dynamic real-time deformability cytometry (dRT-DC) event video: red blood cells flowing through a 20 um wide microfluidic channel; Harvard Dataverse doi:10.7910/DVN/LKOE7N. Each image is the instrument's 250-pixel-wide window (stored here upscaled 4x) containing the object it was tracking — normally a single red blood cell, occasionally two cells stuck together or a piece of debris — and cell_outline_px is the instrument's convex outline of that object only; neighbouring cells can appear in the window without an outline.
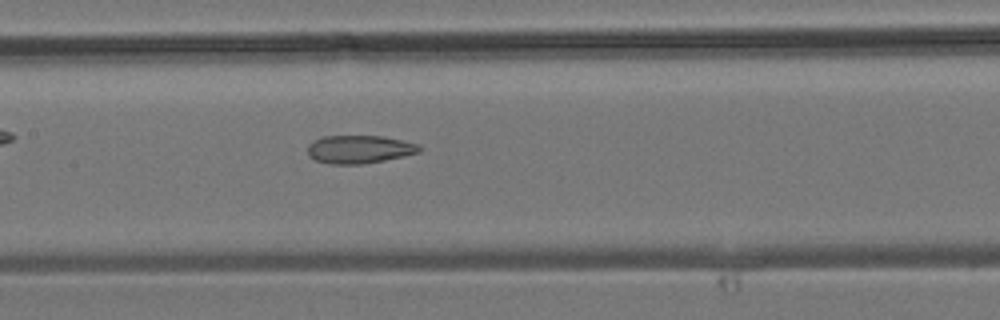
{"species": "common noctule bat (a hibernating species)", "species_latin": "Nyctalus noctula", "temperature_condition": "room temperature", "stored_images_in_passage": 40, "camera_frame_rate_fps": 3000, "um_per_image_px": 0.085, "animal": {"sex": "male", "body_mass_g": 19.2, "forearm_length_mm": 51.8}, "frame": {"image": 1, "passage_image": 17, "time_ms": 5.333, "image_size_px": [1000, 320], "cell_outline_px": [[424, 148], [420, 152], [404, 156], [384, 160], [360, 164], [328, 164], [316, 160], [308, 156], [308, 144], [324, 136], [384, 136], [420, 144]], "centroid_in_image_um": [30.58, 12.69], "position_along_channel_um": 176.8, "area_um2": 18.38}}
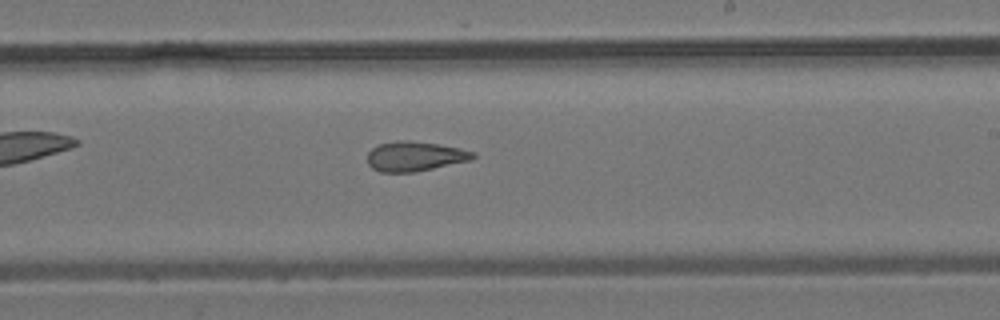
{"frame": {"image": 2, "passage_image": 22, "time_ms": 7.0, "image_size_px": [1000, 320], "cell_outline_px": [[476, 156], [472, 160], [416, 172], [380, 172], [372, 168], [368, 164], [368, 152], [372, 148], [380, 144], [396, 140], [408, 140], [436, 144], [460, 148], [476, 152]], "centroid_in_image_um": [35.28, 13.29], "position_along_channel_um": 253.7, "area_um2": 18.38}}
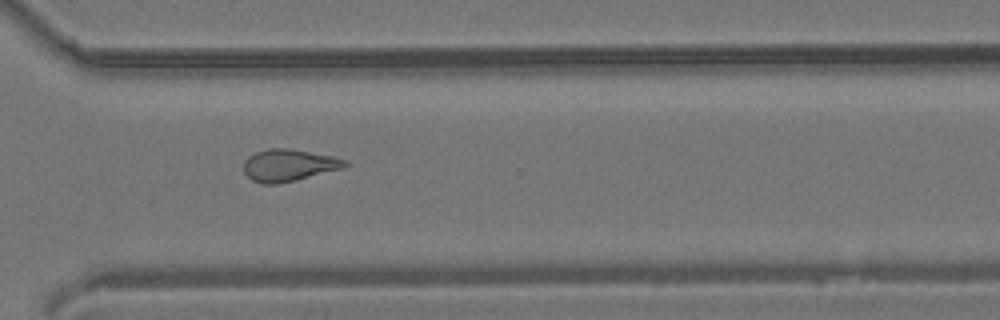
{"frame": {"image": 3, "passage_image": 28, "time_ms": 9.0, "image_size_px": [1000, 320], "cell_outline_px": [[348, 164], [344, 168], [296, 180], [276, 184], [264, 184], [252, 180], [244, 172], [244, 160], [248, 156], [256, 152], [268, 148], [288, 148], [332, 156], [348, 160]], "centroid_in_image_um": [24.54, 14.04], "position_along_channel_um": 346.1, "area_um2": 18.9}}